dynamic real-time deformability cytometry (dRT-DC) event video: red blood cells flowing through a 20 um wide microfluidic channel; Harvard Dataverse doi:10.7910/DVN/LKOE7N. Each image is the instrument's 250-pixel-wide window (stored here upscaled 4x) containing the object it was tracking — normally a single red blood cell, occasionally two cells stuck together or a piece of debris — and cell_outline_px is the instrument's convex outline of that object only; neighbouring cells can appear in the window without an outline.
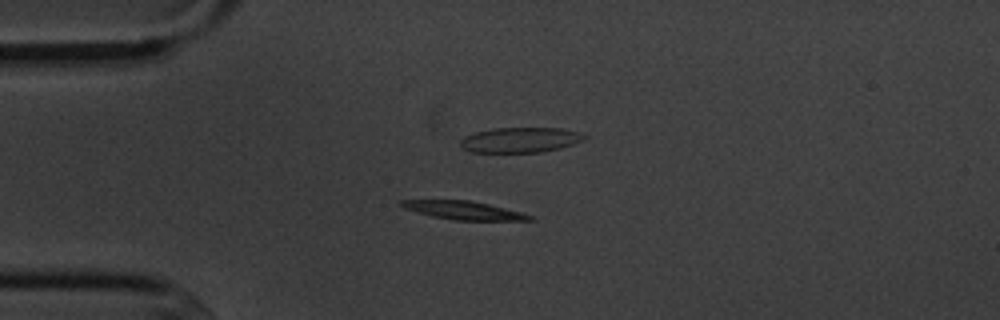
{"species": "common noctule bat (a hibernating species)", "species_latin": "Nyctalus noctula", "temperature_condition": "cold", "stored_images_in_passage": 5, "camera_frame_rate_fps": 3000, "um_per_image_px": 0.085, "animal": {"sex": "male", "body_mass_g": 20.1, "forearm_length_mm": 53.5}, "frame": {"image": 1, "passage_image": 4, "time_ms": 3.667, "image_size_px": [1000, 320], "cell_outline_px": [[536, 220], [456, 220], [432, 216], [404, 208], [396, 204], [400, 200], [472, 200], [524, 212], [536, 216]], "centroid_in_image_um": [39.48, 17.87], "position_along_channel_um": 45.5, "area_um2": 13.93}}